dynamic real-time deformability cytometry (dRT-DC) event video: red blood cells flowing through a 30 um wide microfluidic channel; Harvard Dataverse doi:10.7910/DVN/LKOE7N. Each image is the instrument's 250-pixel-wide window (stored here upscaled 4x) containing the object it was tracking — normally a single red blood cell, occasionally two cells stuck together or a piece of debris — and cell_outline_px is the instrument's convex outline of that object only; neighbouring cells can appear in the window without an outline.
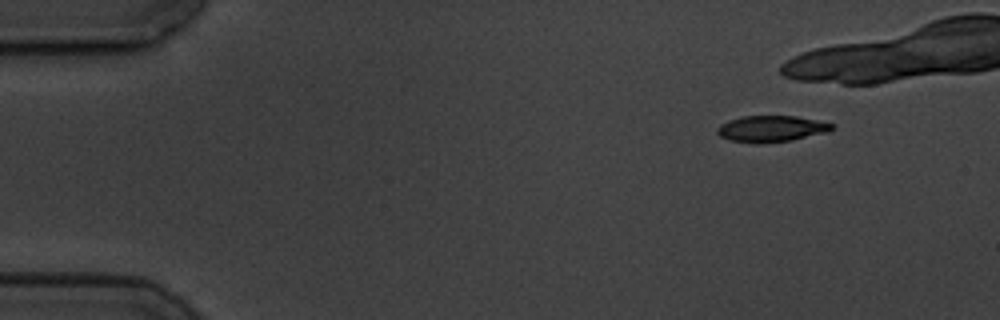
{"species": "common noctule bat (a hibernating species)", "species_latin": "Nyctalus noctula", "temperature_condition": "cold", "stored_images_in_passage": 4, "camera_frame_rate_fps": 3000, "um_per_image_px": 0.085, "animal": {"sex": "male", "body_mass_g": 19.5, "forearm_length_mm": 54.6}, "frame": {"image": 1, "passage_image": 1, "time_ms": 0.0, "image_size_px": [1000, 320], "cell_outline_px": [[836, 124], [828, 132], [792, 140], [760, 144], [756, 144], [728, 140], [720, 136], [716, 132], [716, 128], [720, 124], [728, 120], [744, 116], [796, 116]], "centroid_in_image_um": [65.53, 10.95], "position_along_channel_um": 19.5, "area_um2": 17.74}}